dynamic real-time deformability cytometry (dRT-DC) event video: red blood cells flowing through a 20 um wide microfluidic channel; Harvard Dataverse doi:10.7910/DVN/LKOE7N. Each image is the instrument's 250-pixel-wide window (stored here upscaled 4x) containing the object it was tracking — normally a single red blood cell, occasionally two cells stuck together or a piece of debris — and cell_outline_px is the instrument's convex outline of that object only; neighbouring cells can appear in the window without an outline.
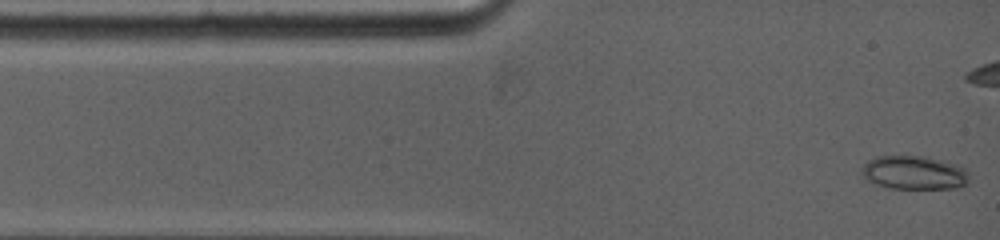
{"species": "common noctule bat (a hibernating species)", "species_latin": "Nyctalus noctula", "temperature_condition": "warm", "stored_images_in_passage": 47, "camera_frame_rate_fps": 5000, "um_per_image_px": 0.085, "animal": {"sex": "female", "body_mass_g": 19.0, "forearm_length_mm": 53.3}, "frame": {"image": 1, "passage_image": 1, "time_ms": 0.0, "image_size_px": [1000, 240], "cell_outline_px": [[968, 184], [956, 188], [888, 188], [876, 184], [868, 180], [860, 172], [864, 164], [868, 160], [876, 156], [928, 156], [960, 164], [968, 172]], "centroid_in_image_um": [77.73, 14.66], "position_along_channel_um": 7.3, "area_um2": 21.33}}
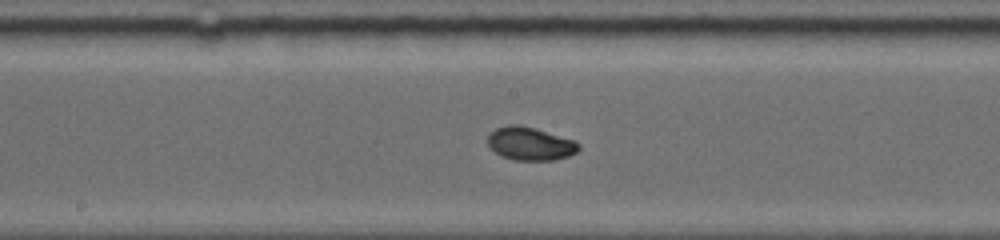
{"frame": {"image": 2, "passage_image": 32, "time_ms": 6.2, "image_size_px": [1000, 240], "cell_outline_px": [[580, 148], [576, 152], [568, 156], [552, 160], [512, 160], [500, 156], [488, 144], [488, 132], [496, 128], [508, 124], [520, 124], [536, 128], [576, 140], [580, 144]], "centroid_in_image_um": [45.06, 12.19], "position_along_channel_um": 203.1, "area_um2": 17.86}}
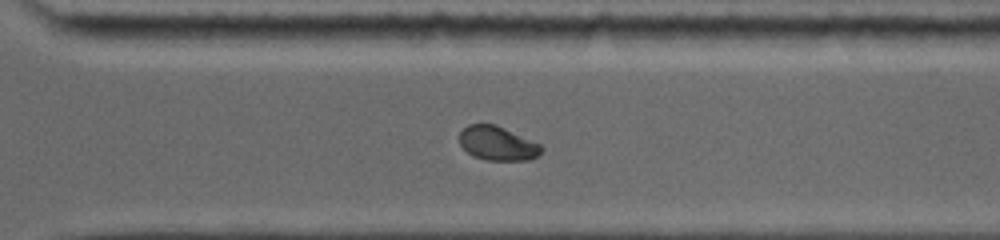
{"frame": {"image": 3, "passage_image": 47, "time_ms": 9.4, "image_size_px": [1000, 240], "cell_outline_px": [[544, 148], [532, 160], [484, 160], [472, 156], [460, 144], [460, 132], [468, 124], [496, 124], [540, 144]], "centroid_in_image_um": [42.29, 12.19], "position_along_channel_um": 328.3, "area_um2": 16.24}}